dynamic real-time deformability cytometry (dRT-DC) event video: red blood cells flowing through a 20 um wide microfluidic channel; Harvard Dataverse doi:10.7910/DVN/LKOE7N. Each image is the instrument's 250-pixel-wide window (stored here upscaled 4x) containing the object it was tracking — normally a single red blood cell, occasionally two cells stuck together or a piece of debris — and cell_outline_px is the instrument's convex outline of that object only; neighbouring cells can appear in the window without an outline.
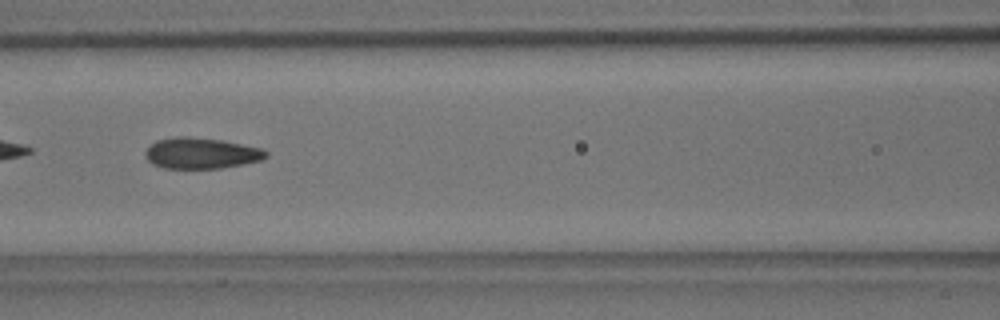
{"species": "common noctule bat (a hibernating species)", "species_latin": "Nyctalus noctula", "temperature_condition": "room temperature", "stored_images_in_passage": 56, "camera_frame_rate_fps": 3000, "um_per_image_px": 0.085, "animal": {"sex": "male", "body_mass_g": 18.8}, "frame": {"image": 1, "passage_image": 25, "time_ms": 8.0, "image_size_px": [1000, 320], "cell_outline_px": [[268, 156], [260, 160], [220, 168], [164, 168], [152, 164], [148, 160], [148, 148], [156, 140], [176, 136], [188, 136], [224, 140], [264, 148], [268, 152]], "centroid_in_image_um": [17.15, 13.0], "position_along_channel_um": 149.5, "area_um2": 21.68}}
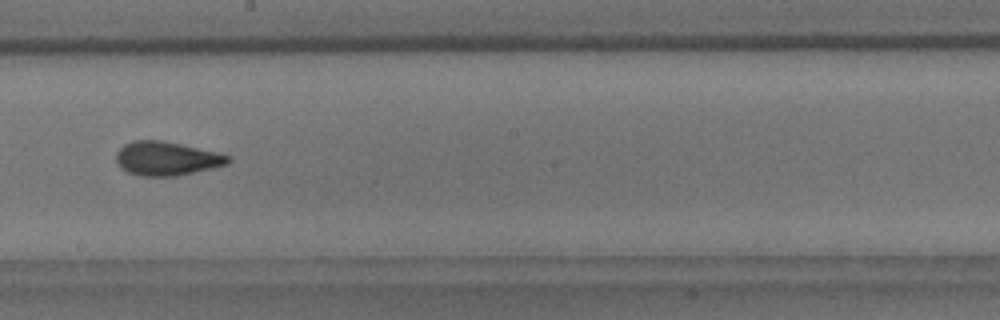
{"frame": {"image": 2, "passage_image": 32, "time_ms": 10.333, "image_size_px": [1000, 320], "cell_outline_px": [[232, 160], [228, 164], [212, 168], [176, 176], [140, 176], [128, 172], [120, 168], [116, 164], [116, 152], [124, 144], [132, 140], [160, 140], [220, 152], [232, 156]], "centroid_in_image_um": [14.17, 13.47], "position_along_channel_um": 234.0, "area_um2": 22.37}}
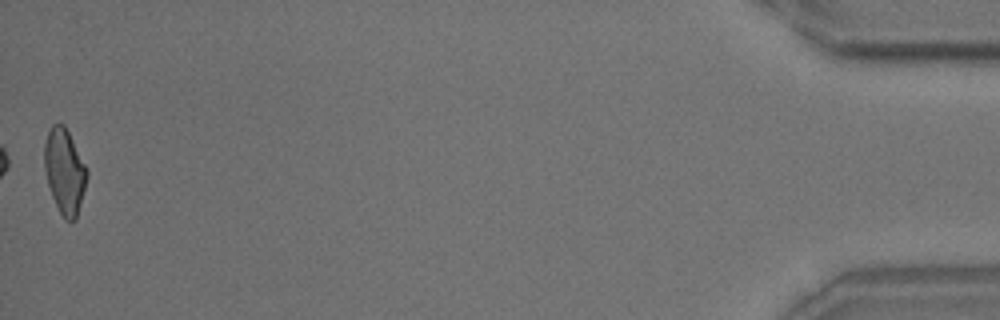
{"frame": {"image": 3, "passage_image": 56, "time_ms": 18.333, "image_size_px": [1000, 320], "cell_outline_px": [[88, 176], [76, 220], [64, 220], [52, 196], [48, 184], [44, 168], [44, 144], [48, 132], [52, 124], [64, 124], [88, 172]], "centroid_in_image_um": [5.48, 14.57], "position_along_channel_um": 429.7, "area_um2": 20.75}, "authors_computed_cell_mechanics": {"area_um2": 22.1374, "velocity_mm_per_s": 3.6272, "shape_relaxation_time_tau1_ms": 7.4609, "shape_relaxation_time_tau2_ms": 1.5037, "deformation_change_tau1": 0.1597, "deformation_change_tau2": 0.087}}